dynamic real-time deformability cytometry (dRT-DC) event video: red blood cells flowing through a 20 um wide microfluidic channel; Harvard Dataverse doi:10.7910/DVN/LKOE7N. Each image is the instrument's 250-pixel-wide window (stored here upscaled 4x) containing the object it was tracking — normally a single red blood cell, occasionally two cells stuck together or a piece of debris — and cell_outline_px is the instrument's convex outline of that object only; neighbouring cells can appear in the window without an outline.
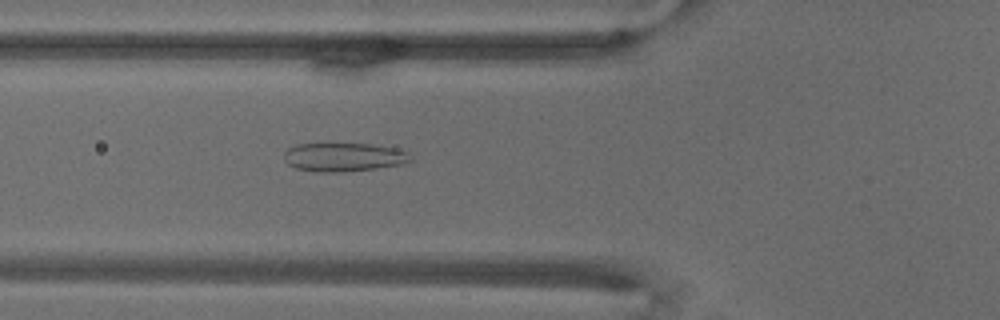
{"species": "common noctule bat (a hibernating species)", "species_latin": "Nyctalus noctula", "temperature_condition": "warm", "stored_images_in_passage": 49, "camera_frame_rate_fps": 3000, "um_per_image_px": 0.085, "animal": {"sex": "male", "body_mass_g": 18.8}, "frame": {"image": 1, "passage_image": 5, "time_ms": 1.333, "image_size_px": [1000, 320], "cell_outline_px": [[412, 160], [400, 164], [344, 172], [320, 172], [296, 168], [288, 164], [284, 160], [284, 152], [288, 148], [296, 144], [372, 144], [396, 148], [408, 152], [412, 156]], "centroid_in_image_um": [29.2, 13.35], "position_along_channel_um": 96.6, "area_um2": 20.98}}
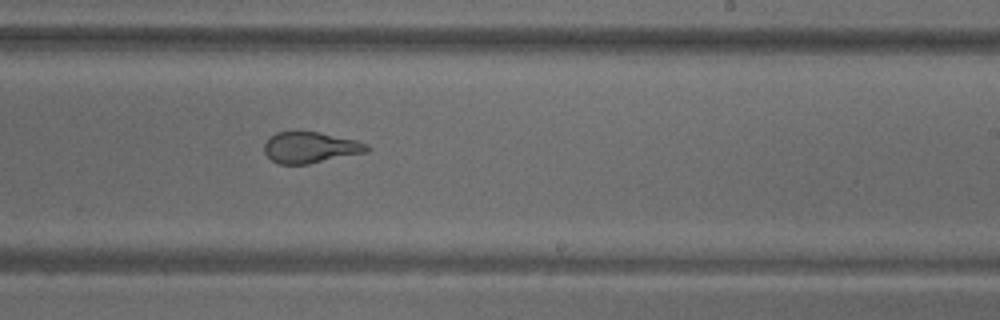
{"frame": {"image": 2, "passage_image": 22, "time_ms": 7.0, "image_size_px": [1000, 320], "cell_outline_px": [[372, 148], [368, 152], [308, 164], [280, 164], [272, 160], [264, 152], [264, 144], [276, 132], [320, 132], [356, 140], [368, 144]], "centroid_in_image_um": [26.43, 12.54], "position_along_channel_um": 262.6, "area_um2": 18.55}}
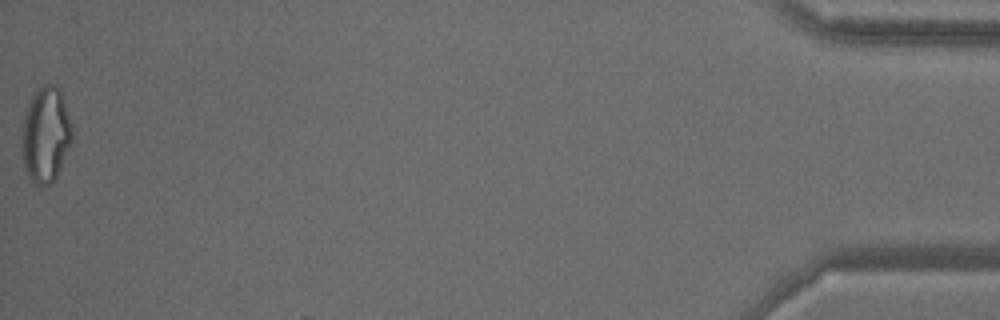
{"frame": {"image": 3, "passage_image": 49, "time_ms": 16.0, "image_size_px": [1000, 320], "cell_outline_px": [[72, 140], [60, 168], [52, 184], [40, 188], [36, 188], [32, 184], [24, 168], [24, 116], [28, 104], [32, 96], [44, 84], [52, 84], [60, 88], [72, 124]], "centroid_in_image_um": [3.92, 11.5], "position_along_channel_um": 431.3, "area_um2": 27.74}}